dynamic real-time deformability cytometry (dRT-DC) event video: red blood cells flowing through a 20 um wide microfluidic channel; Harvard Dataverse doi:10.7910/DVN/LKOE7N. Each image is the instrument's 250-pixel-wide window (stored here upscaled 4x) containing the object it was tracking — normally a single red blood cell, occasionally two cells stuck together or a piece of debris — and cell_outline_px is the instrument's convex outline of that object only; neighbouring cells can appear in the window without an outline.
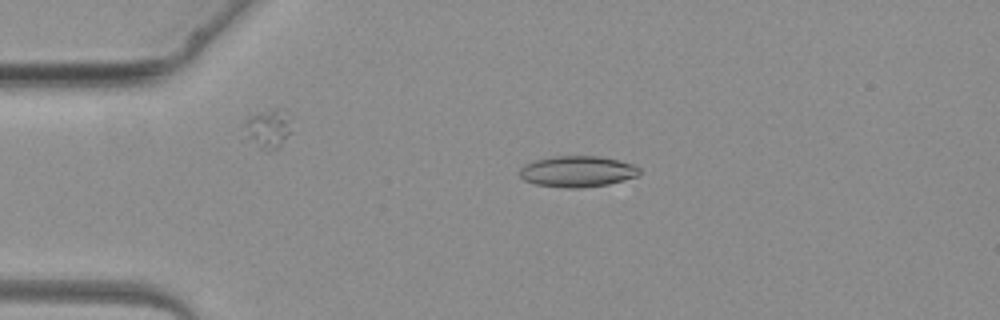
{"species": "common noctule bat (a hibernating species)", "species_latin": "Nyctalus noctula", "temperature_condition": "warm", "stored_images_in_passage": 3, "camera_frame_rate_fps": 3000, "um_per_image_px": 0.085, "animal": {"sex": "female", "body_mass_g": 19.3, "forearm_length_mm": 54.1}, "frame": {"image": 1, "passage_image": 3, "time_ms": 2.333, "image_size_px": [1000, 320], "cell_outline_px": [[640, 172], [636, 176], [608, 184], [580, 188], [568, 188], [536, 184], [524, 180], [520, 176], [520, 168], [524, 164], [536, 160], [556, 156], [600, 156], [620, 160], [632, 164], [640, 168]], "centroid_in_image_um": [49.08, 14.57], "position_along_channel_um": 35.9, "area_um2": 21.56}}